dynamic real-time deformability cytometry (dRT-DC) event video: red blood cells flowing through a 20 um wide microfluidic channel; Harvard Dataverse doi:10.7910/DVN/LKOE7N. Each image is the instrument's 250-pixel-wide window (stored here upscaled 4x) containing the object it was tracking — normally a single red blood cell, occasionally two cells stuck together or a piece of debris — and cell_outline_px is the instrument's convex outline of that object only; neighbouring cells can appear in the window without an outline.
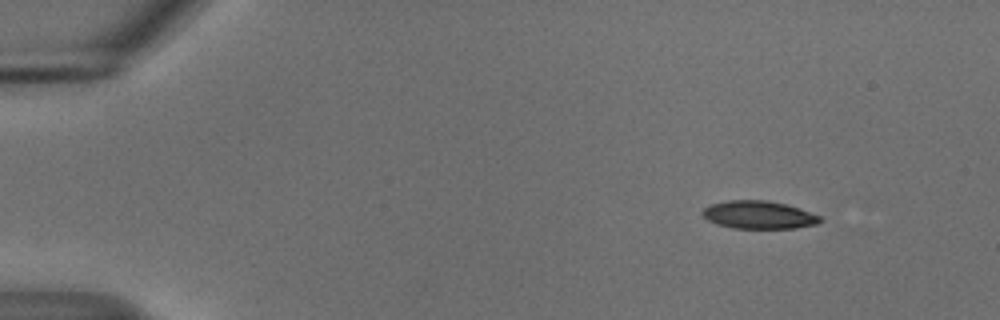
{"species": "common noctule bat (a hibernating species)", "species_latin": "Nyctalus noctula", "temperature_condition": "cold", "stored_images_in_passage": 21, "camera_frame_rate_fps": 3000, "um_per_image_px": 0.085, "animal": {"sex": "male", "body_mass_g": 18.8}, "frame": {"image": 1, "passage_image": 6, "time_ms": 1.667, "image_size_px": [1000, 320], "cell_outline_px": [[824, 220], [816, 224], [796, 228], [732, 228], [716, 224], [708, 220], [700, 212], [704, 208], [712, 204], [728, 200], [768, 200], [788, 204], [820, 216]], "centroid_in_image_um": [64.5, 18.26], "position_along_channel_um": 20.5, "area_um2": 19.19}}
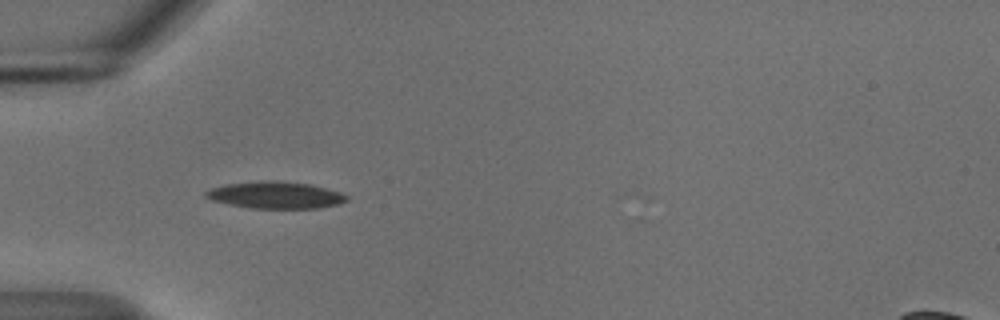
{"frame": {"image": 2, "passage_image": 17, "time_ms": 5.333, "image_size_px": [1000, 320], "cell_outline_px": [[348, 200], [336, 204], [316, 208], [252, 208], [228, 204], [212, 200], [204, 196], [204, 192], [212, 188], [224, 184], [264, 180], [276, 180], [312, 184], [340, 192], [348, 196]], "centroid_in_image_um": [23.39, 16.57], "position_along_channel_um": 61.6, "area_um2": 22.08}}
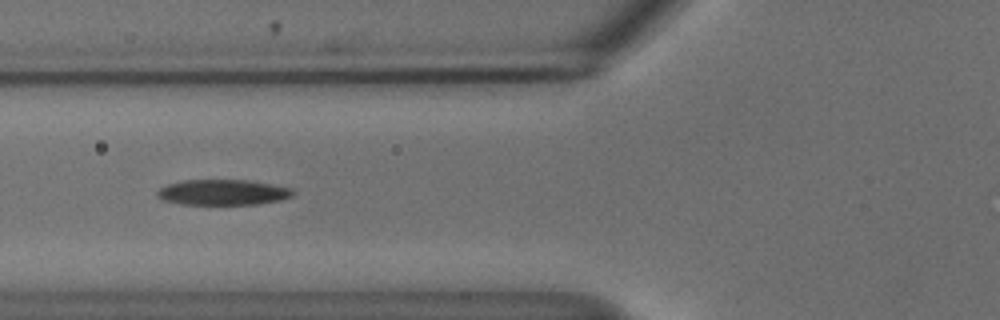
{"frame": {"image": 3, "passage_image": 21, "time_ms": 6.667, "image_size_px": [1000, 320], "cell_outline_px": [[296, 192], [292, 196], [280, 200], [256, 204], [180, 204], [164, 200], [156, 196], [156, 192], [160, 188], [168, 184], [180, 180], [252, 180], [292, 188]], "centroid_in_image_um": [18.95, 16.34], "position_along_channel_um": 106.8, "area_um2": 20.29}}